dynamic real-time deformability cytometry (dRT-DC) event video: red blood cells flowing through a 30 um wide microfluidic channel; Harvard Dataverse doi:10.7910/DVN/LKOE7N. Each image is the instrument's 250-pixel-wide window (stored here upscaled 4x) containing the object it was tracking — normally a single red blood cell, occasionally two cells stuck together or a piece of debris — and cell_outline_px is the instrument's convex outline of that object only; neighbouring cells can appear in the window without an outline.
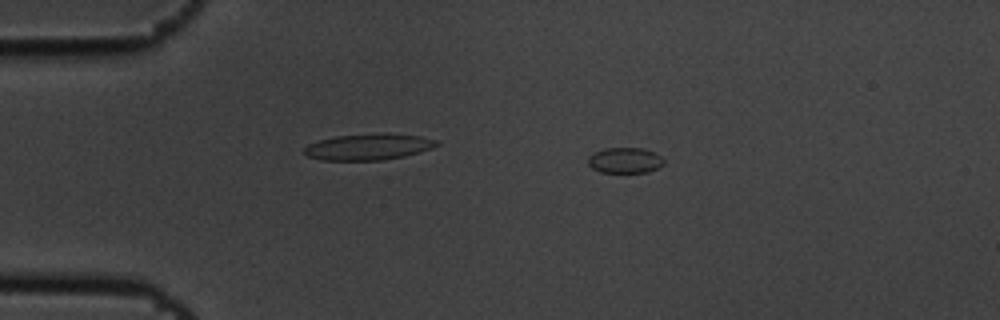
{"species": "common noctule bat (a hibernating species)", "species_latin": "Nyctalus noctula", "temperature_condition": "cold", "stored_images_in_passage": 14, "camera_frame_rate_fps": 3000, "um_per_image_px": 0.085, "animal": {"sex": "male", "body_mass_g": 19.5, "forearm_length_mm": 54.6}, "frame": {"image": 1, "passage_image": 3, "time_ms": 0.667, "image_size_px": [1000, 320], "cell_outline_px": [[664, 164], [648, 172], [600, 172], [592, 168], [588, 164], [588, 156], [592, 152], [604, 148], [644, 148], [660, 156], [664, 160]], "centroid_in_image_um": [53.08, 13.62], "position_along_channel_um": 31.9, "area_um2": 11.33}}
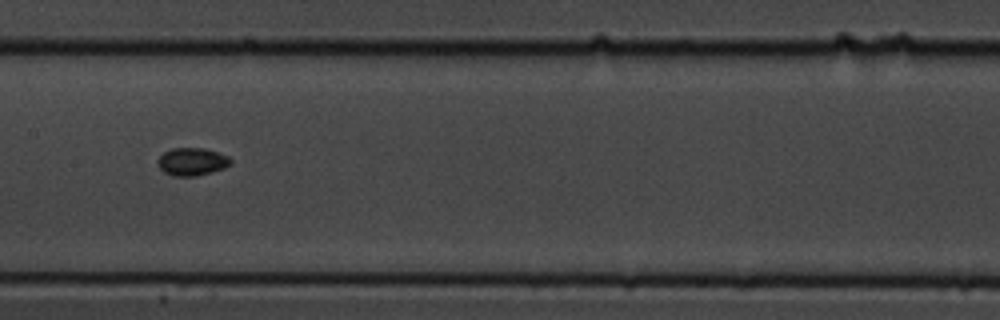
{"frame": {"image": 2, "passage_image": 7, "time_ms": 2.0, "image_size_px": [1000, 320], "cell_outline_px": [[232, 164], [224, 168], [212, 172], [196, 176], [172, 176], [164, 172], [156, 164], [156, 160], [164, 152], [172, 148], [204, 148], [220, 152], [228, 156], [232, 160]], "centroid_in_image_um": [16.33, 13.74], "position_along_channel_um": 191.1, "area_um2": 12.02}}
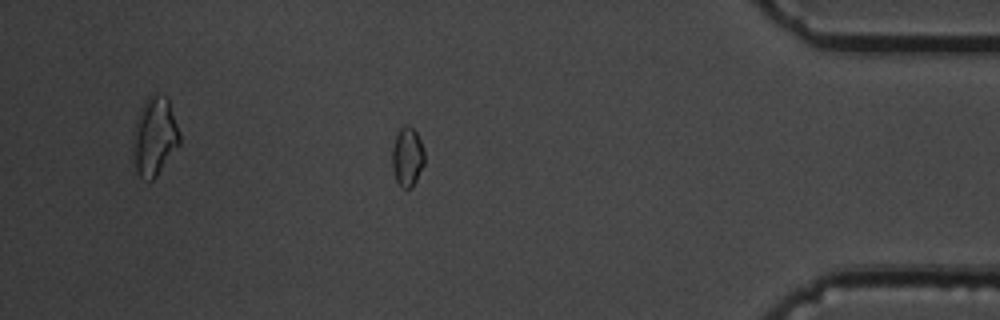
{"frame": {"image": 3, "passage_image": 13, "time_ms": 4.0, "image_size_px": [1000, 320], "cell_outline_px": [[424, 164], [412, 188], [400, 188], [396, 180], [392, 168], [392, 148], [396, 136], [400, 128], [404, 124], [408, 124], [416, 132], [420, 140], [424, 152]], "centroid_in_image_um": [34.61, 13.34], "position_along_channel_um": 400.6, "area_um2": 11.21}}